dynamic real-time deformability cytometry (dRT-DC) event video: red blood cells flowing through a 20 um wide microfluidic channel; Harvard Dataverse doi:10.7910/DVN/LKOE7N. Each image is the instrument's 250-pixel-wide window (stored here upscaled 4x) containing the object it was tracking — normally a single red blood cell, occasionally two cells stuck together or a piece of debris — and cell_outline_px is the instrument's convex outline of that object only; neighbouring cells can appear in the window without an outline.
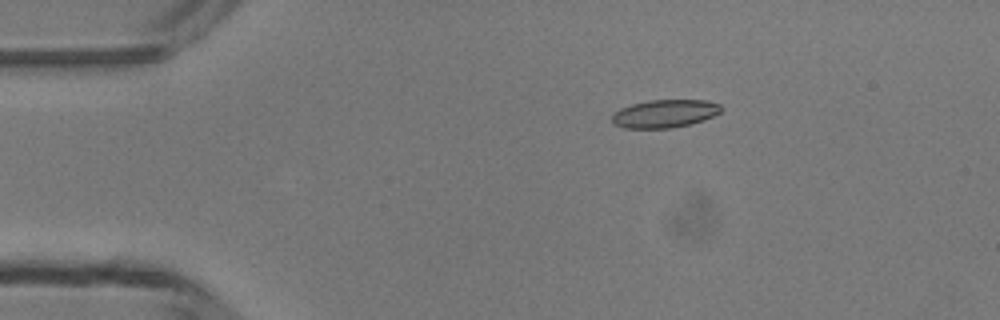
{"species": "common noctule bat (a hibernating species)", "species_latin": "Nyctalus noctula", "temperature_condition": "room temperature", "stored_images_in_passage": 4, "camera_frame_rate_fps": 3000, "um_per_image_px": 0.085, "animal": {"sex": "male", "body_mass_g": 13.3}, "frame": {"image": 1, "passage_image": 3, "time_ms": 2.333, "image_size_px": [1000, 320], "cell_outline_px": [[724, 108], [720, 112], [704, 120], [692, 124], [672, 128], [624, 128], [616, 124], [612, 120], [612, 116], [620, 108], [632, 104], [648, 100], [708, 100], [720, 104]], "centroid_in_image_um": [56.55, 9.65], "position_along_channel_um": 28.4, "area_um2": 17.86}}
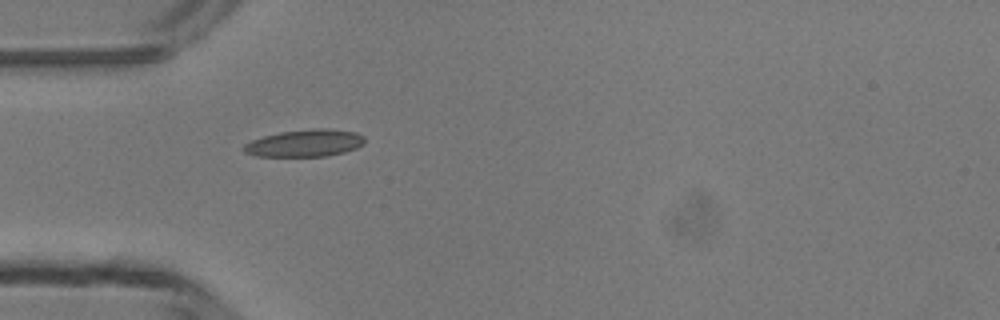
{"frame": {"image": 2, "passage_image": 4, "time_ms": 4.333, "image_size_px": [1000, 320], "cell_outline_px": [[364, 144], [356, 148], [344, 152], [328, 156], [256, 156], [244, 152], [244, 144], [252, 140], [264, 136], [280, 132], [312, 128], [328, 128], [356, 132], [364, 136]], "centroid_in_image_um": [25.94, 12.16], "position_along_channel_um": 59.1, "area_um2": 19.19}}